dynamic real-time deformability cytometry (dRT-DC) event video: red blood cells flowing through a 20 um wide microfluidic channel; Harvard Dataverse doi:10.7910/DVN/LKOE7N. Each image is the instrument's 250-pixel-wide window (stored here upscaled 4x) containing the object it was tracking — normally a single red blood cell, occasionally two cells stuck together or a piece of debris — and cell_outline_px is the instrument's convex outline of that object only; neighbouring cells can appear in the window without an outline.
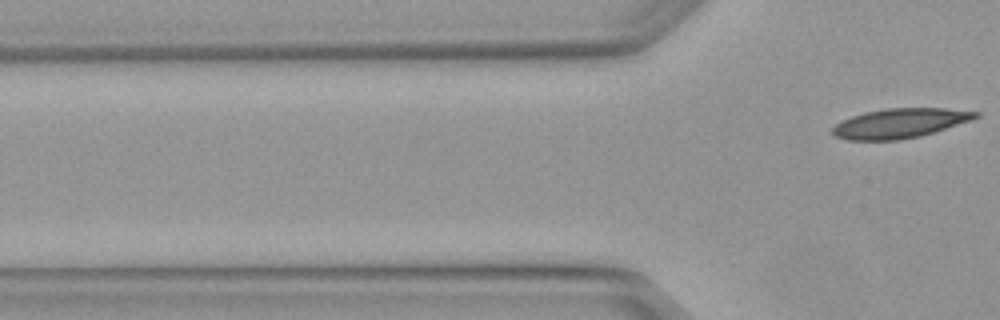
{"species": "Egyptian fruit bat (a non-hibernating species)", "species_latin": "Rousettus aegyptiacus", "temperature_condition": "warm", "stored_images_in_passage": 4, "camera_frame_rate_fps": 3000, "um_per_image_px": 0.085, "animal": {"sex": "female"}, "frame": {"image": 1, "passage_image": 4, "time_ms": 1.0, "image_size_px": [1000, 320], "cell_outline_px": [[980, 116], [972, 120], [920, 136], [900, 140], [848, 140], [836, 136], [832, 132], [832, 128], [836, 124], [852, 116], [864, 112], [888, 108], [944, 108], [980, 112]], "centroid_in_image_um": [76.51, 10.47], "position_along_channel_um": 49.3, "area_um2": 24.51}}